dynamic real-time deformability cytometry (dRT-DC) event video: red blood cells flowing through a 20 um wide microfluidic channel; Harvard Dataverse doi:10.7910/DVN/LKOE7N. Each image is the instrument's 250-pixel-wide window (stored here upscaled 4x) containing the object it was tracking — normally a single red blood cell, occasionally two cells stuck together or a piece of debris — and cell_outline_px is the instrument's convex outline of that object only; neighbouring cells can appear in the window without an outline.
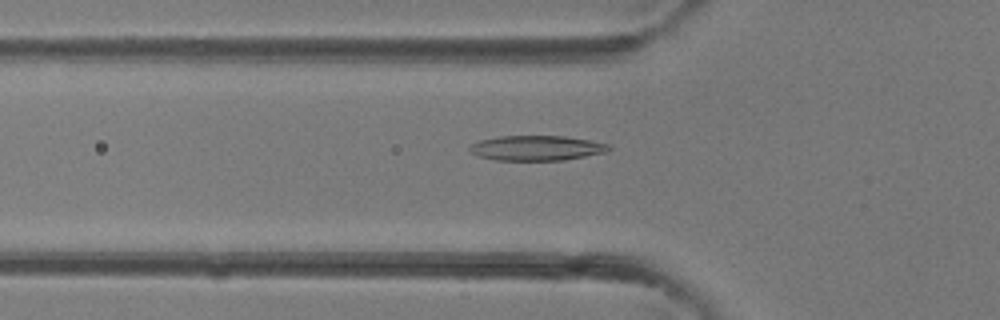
{"species": "common noctule bat (a hibernating species)", "species_latin": "Nyctalus noctula", "temperature_condition": "room temperature", "stored_images_in_passage": 36, "camera_frame_rate_fps": 3000, "um_per_image_px": 0.085, "animal": {"sex": "female"}, "frame": {"image": 1, "passage_image": 10, "time_ms": 3.0, "image_size_px": [1000, 320], "cell_outline_px": [[612, 148], [608, 152], [564, 160], [496, 160], [480, 156], [472, 152], [468, 148], [472, 144], [480, 140], [496, 136], [564, 136], [588, 140], [608, 144]], "centroid_in_image_um": [45.63, 12.58], "position_along_channel_um": 80.2, "area_um2": 20.17}}
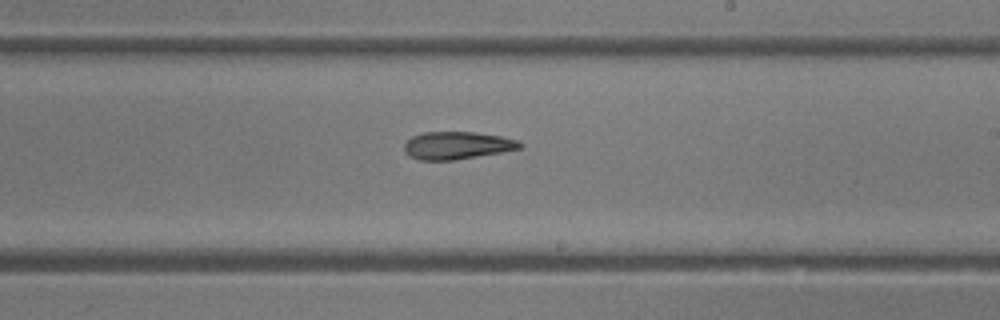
{"frame": {"image": 2, "passage_image": 20, "time_ms": 6.333, "image_size_px": [1000, 320], "cell_outline_px": [[524, 144], [520, 148], [500, 152], [452, 160], [420, 160], [408, 156], [404, 152], [404, 144], [412, 136], [424, 132], [472, 132], [500, 136], [516, 140]], "centroid_in_image_um": [38.79, 12.36], "position_along_channel_um": 250.2, "area_um2": 18.38}}
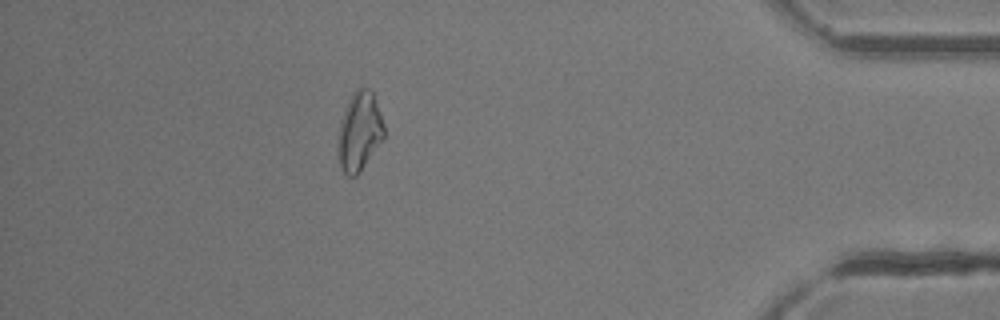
{"frame": {"image": 3, "passage_image": 32, "time_ms": 10.333, "image_size_px": [1000, 320], "cell_outline_px": [[384, 136], [360, 172], [356, 176], [348, 176], [340, 168], [340, 124], [348, 100], [352, 92], [356, 88], [368, 88], [372, 92], [384, 124]], "centroid_in_image_um": [30.57, 11.15], "position_along_channel_um": 404.6, "area_um2": 20.4}}